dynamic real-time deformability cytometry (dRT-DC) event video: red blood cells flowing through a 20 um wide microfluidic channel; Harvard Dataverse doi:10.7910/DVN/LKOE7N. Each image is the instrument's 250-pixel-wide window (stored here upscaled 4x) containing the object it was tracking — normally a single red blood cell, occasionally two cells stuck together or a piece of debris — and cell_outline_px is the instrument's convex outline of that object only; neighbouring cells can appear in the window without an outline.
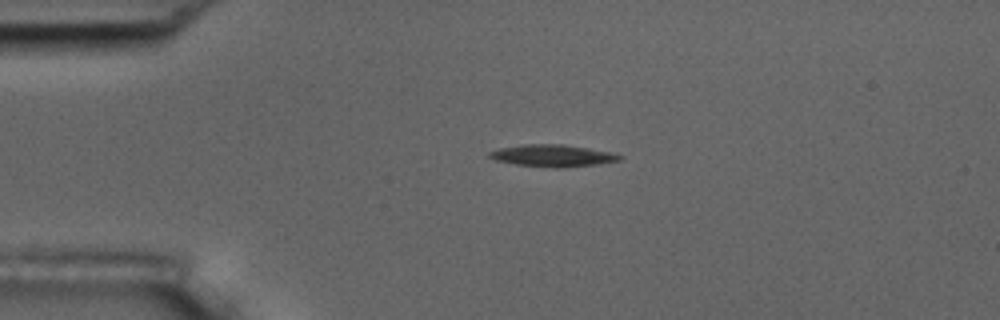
{"species": "common noctule bat (a hibernating species)", "species_latin": "Nyctalus noctula", "temperature_condition": "room temperature", "stored_images_in_passage": 2, "camera_frame_rate_fps": 3000, "um_per_image_px": 0.085, "animal": {"sex": "male", "body_mass_g": 17.5, "forearm_length_mm": 52.3}, "frame": {"image": 1, "passage_image": 1, "time_ms": 0.0, "image_size_px": [1000, 320], "cell_outline_px": [[624, 156], [620, 160], [600, 164], [560, 168], [556, 168], [516, 164], [496, 160], [488, 156], [488, 152], [500, 148], [524, 144], [564, 144], [588, 148], [608, 152]], "centroid_in_image_um": [46.98, 13.23], "position_along_channel_um": 38.0, "area_um2": 16.59}}